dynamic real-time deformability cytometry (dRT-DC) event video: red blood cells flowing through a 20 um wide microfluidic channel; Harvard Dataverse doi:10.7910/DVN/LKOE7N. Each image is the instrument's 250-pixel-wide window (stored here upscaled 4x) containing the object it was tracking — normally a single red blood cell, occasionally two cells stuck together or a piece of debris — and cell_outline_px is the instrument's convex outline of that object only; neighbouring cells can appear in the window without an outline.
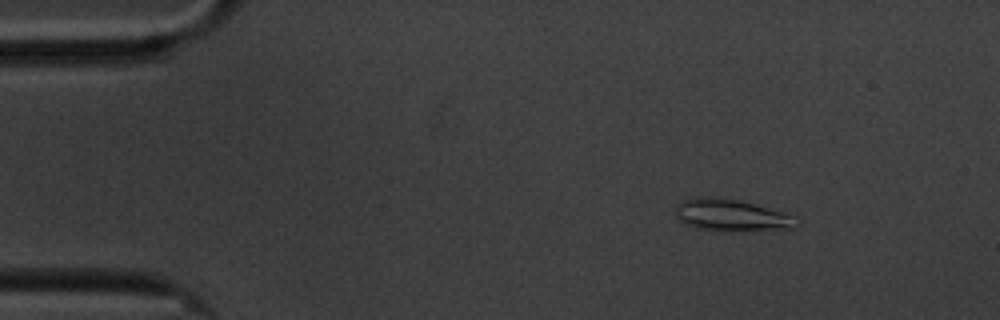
{"species": "common noctule bat (a hibernating species)", "species_latin": "Nyctalus noctula", "temperature_condition": "cold", "stored_images_in_passage": 55, "camera_frame_rate_fps": 3000, "um_per_image_px": 0.085, "animal": {"sex": "male", "body_mass_g": 20.1, "forearm_length_mm": 53.5}, "frame": {"image": 1, "passage_image": 4, "time_ms": 1.0, "image_size_px": [1000, 320], "cell_outline_px": [[800, 224], [788, 228], [732, 232], [724, 232], [696, 228], [680, 220], [676, 216], [676, 204], [684, 200], [696, 196], [712, 196], [736, 200], [756, 204], [784, 212], [796, 216], [800, 220]], "centroid_in_image_um": [62.18, 18.3], "position_along_channel_um": 22.8, "area_um2": 22.83}}
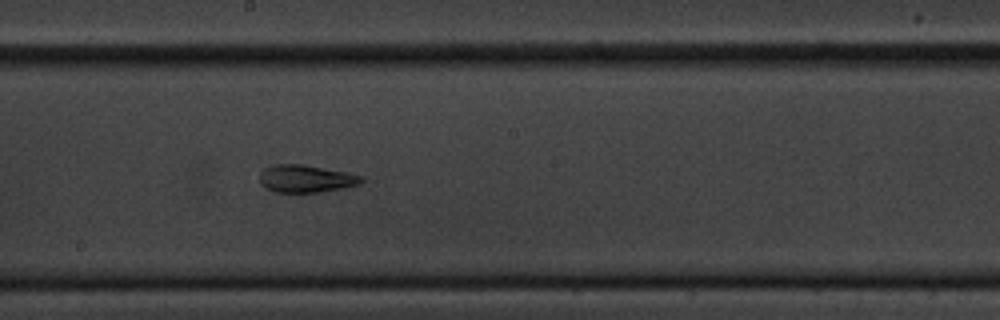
{"frame": {"image": 2, "passage_image": 28, "time_ms": 9.0, "image_size_px": [1000, 320], "cell_outline_px": [[364, 180], [360, 184], [320, 192], [276, 192], [264, 188], [260, 184], [260, 172], [264, 168], [272, 164], [300, 164], [344, 172], [364, 176]], "centroid_in_image_um": [25.95, 15.19], "position_along_channel_um": 222.2, "area_um2": 16.24}}
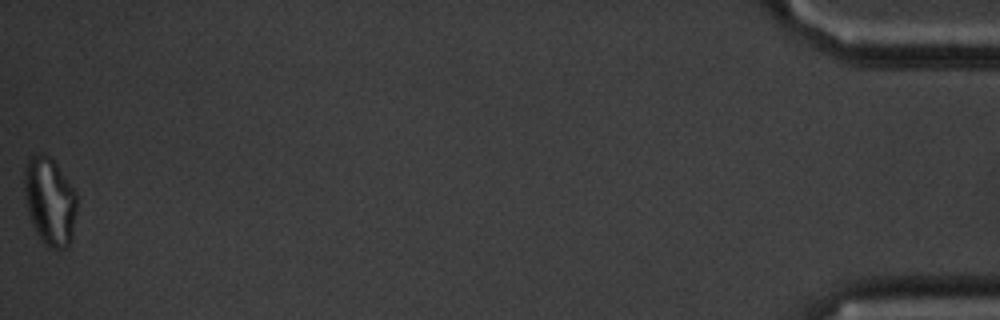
{"frame": {"image": 3, "passage_image": 55, "time_ms": 18.0, "image_size_px": [1000, 320], "cell_outline_px": [[76, 212], [72, 240], [68, 248], [48, 248], [44, 244], [36, 232], [32, 224], [28, 212], [24, 192], [24, 168], [28, 156], [32, 152], [44, 152], [56, 164], [76, 192]], "centroid_in_image_um": [4.21, 17.08], "position_along_channel_um": 431.0, "area_um2": 27.28}, "authors_computed_cell_mechanics": {"area_um2": 17.7446, "velocity_mm_per_s": 3.3888, "shape_relaxation_time_tau1_ms": null, "shape_relaxation_time_tau2_ms": 3.9188, "deformation_change_tau1": null, "deformation_change_tau2": 0.1148}}